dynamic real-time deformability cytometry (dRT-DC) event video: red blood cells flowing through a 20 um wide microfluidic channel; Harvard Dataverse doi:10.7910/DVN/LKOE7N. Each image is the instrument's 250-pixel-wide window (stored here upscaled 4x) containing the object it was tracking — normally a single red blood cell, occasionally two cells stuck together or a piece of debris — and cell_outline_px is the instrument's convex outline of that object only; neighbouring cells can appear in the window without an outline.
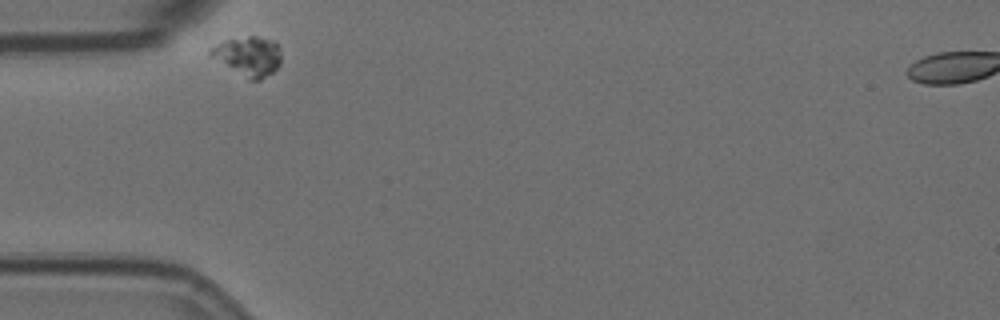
{"species": "Egyptian fruit bat (a non-hibernating species)", "species_latin": "Rousettus aegyptiacus", "temperature_condition": "room temperature", "stored_images_in_passage": 2, "camera_frame_rate_fps": 3000, "um_per_image_px": 0.085, "animal": {"sex": "female"}, "frame": {"image": 1, "passage_image": 1, "time_ms": 0.0, "image_size_px": [1000, 320], "cell_outline_px": [[280, 64], [272, 72], [260, 80], [248, 80], [208, 56], [208, 52], [212, 48], [228, 40], [248, 36], [256, 36], [272, 40], [280, 48]], "centroid_in_image_um": [21.1, 4.8], "position_along_channel_um": 63.9, "area_um2": 16.07}}
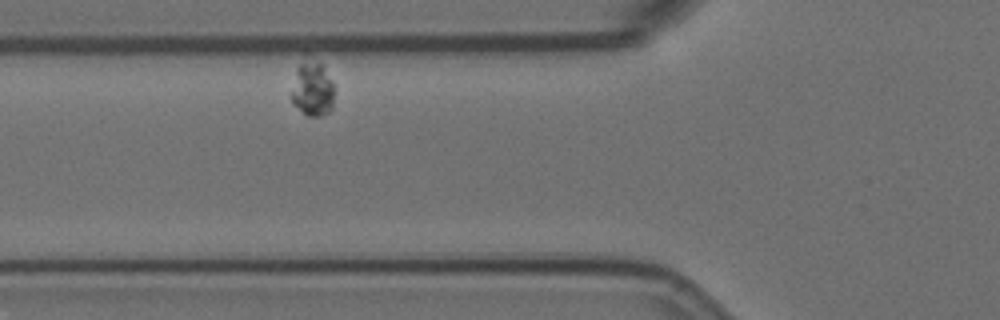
{"frame": {"image": 2, "passage_image": 2, "time_ms": 0.333, "image_size_px": [1000, 320], "cell_outline_px": [[332, 108], [328, 112], [320, 116], [308, 116], [292, 104], [292, 92], [296, 68], [308, 52], [324, 68], [332, 80]], "centroid_in_image_um": [26.53, 7.48], "position_along_channel_um": 99.3, "area_um2": 13.81}}